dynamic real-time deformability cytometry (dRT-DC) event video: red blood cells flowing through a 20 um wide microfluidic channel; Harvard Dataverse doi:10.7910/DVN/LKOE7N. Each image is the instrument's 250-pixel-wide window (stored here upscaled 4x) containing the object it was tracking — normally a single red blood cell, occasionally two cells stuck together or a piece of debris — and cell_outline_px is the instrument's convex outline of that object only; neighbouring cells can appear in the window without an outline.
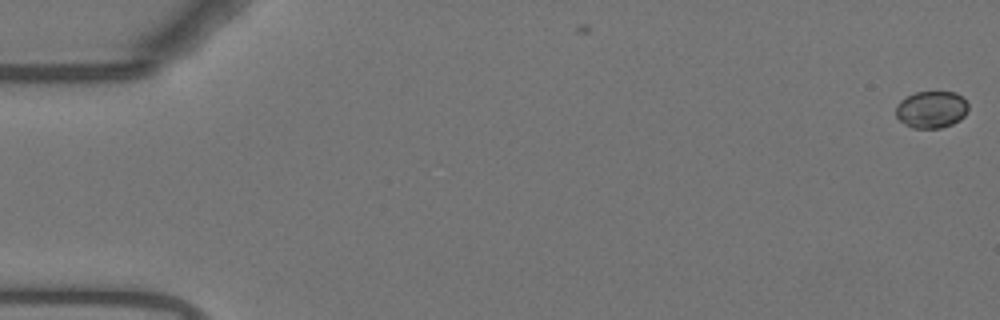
{"species": "Egyptian fruit bat (a non-hibernating species)", "species_latin": "Rousettus aegyptiacus", "temperature_condition": "warm", "stored_images_in_passage": 2, "camera_frame_rate_fps": 3000, "um_per_image_px": 0.085, "animal": {"sex": "female"}, "frame": {"image": 1, "passage_image": 2, "time_ms": 0.333, "image_size_px": [1000, 320], "cell_outline_px": [[968, 108], [964, 116], [960, 120], [952, 124], [940, 128], [912, 128], [904, 124], [896, 116], [896, 108], [900, 100], [916, 92], [956, 92], [968, 104]], "centroid_in_image_um": [79.16, 9.32], "position_along_channel_um": 5.8, "area_um2": 15.55}}